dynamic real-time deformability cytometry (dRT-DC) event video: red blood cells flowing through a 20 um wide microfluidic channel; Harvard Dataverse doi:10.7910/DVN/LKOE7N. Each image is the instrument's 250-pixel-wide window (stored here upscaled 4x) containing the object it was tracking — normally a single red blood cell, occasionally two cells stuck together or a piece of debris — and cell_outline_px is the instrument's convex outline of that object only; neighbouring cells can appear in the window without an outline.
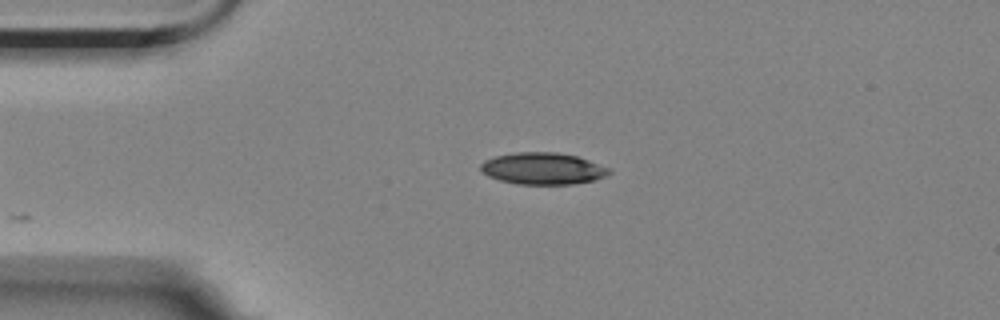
{"species": "Egyptian fruit bat (a non-hibernating species)", "species_latin": "Rousettus aegyptiacus", "temperature_condition": "room temperature", "stored_images_in_passage": 6, "camera_frame_rate_fps": 3000, "um_per_image_px": 0.085, "animal": {"sex": "female"}, "frame": {"image": 1, "passage_image": 6, "time_ms": 6.333, "image_size_px": [1000, 320], "cell_outline_px": [[612, 172], [608, 176], [596, 180], [572, 184], [516, 184], [500, 180], [488, 176], [480, 172], [480, 164], [484, 160], [496, 156], [516, 152], [556, 152], [576, 156], [612, 168]], "centroid_in_image_um": [46.16, 14.33], "position_along_channel_um": 38.8, "area_um2": 24.04}}